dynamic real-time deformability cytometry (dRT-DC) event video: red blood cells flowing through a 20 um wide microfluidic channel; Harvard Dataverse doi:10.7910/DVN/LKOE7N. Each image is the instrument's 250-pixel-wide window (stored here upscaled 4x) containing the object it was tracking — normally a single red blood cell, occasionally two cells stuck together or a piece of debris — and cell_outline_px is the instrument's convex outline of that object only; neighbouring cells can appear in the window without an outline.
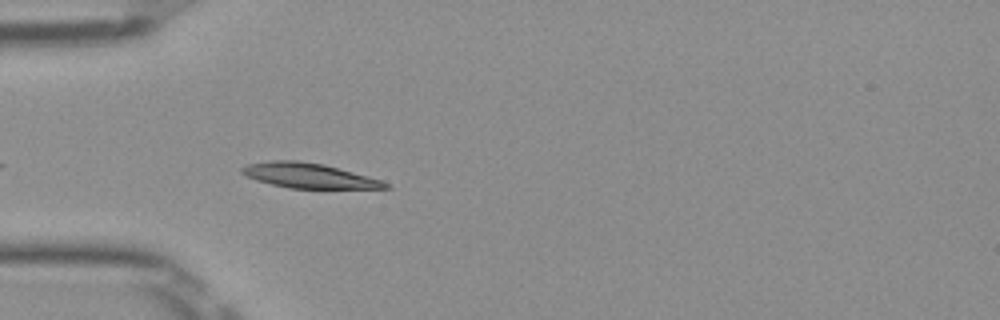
{"species": "Egyptian fruit bat (a non-hibernating species)", "species_latin": "Rousettus aegyptiacus", "temperature_condition": "room temperature", "stored_images_in_passage": 40, "camera_frame_rate_fps": 3000, "um_per_image_px": 0.085, "frame": {"image": 1, "passage_image": 4, "time_ms": 1.0, "image_size_px": [1000, 320], "cell_outline_px": [[392, 188], [288, 188], [256, 180], [240, 172], [240, 168], [248, 164], [272, 160], [296, 160], [324, 164], [368, 176], [380, 180], [388, 184]], "centroid_in_image_um": [26.22, 14.92], "position_along_channel_um": 58.8, "area_um2": 20.58}}
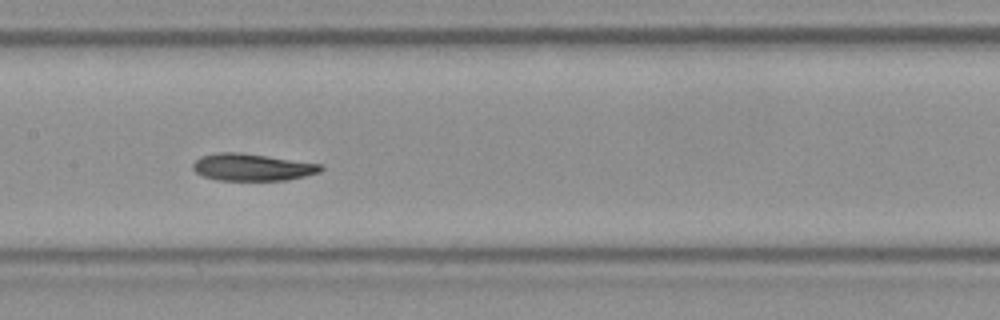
{"frame": {"image": 2, "passage_image": 14, "time_ms": 4.333, "image_size_px": [1000, 320], "cell_outline_px": [[324, 168], [320, 172], [304, 176], [284, 180], [216, 180], [204, 176], [196, 172], [192, 168], [192, 164], [200, 156], [216, 152], [240, 152], [324, 164]], "centroid_in_image_um": [21.44, 14.2], "position_along_channel_um": 186.0, "area_um2": 20.29}}
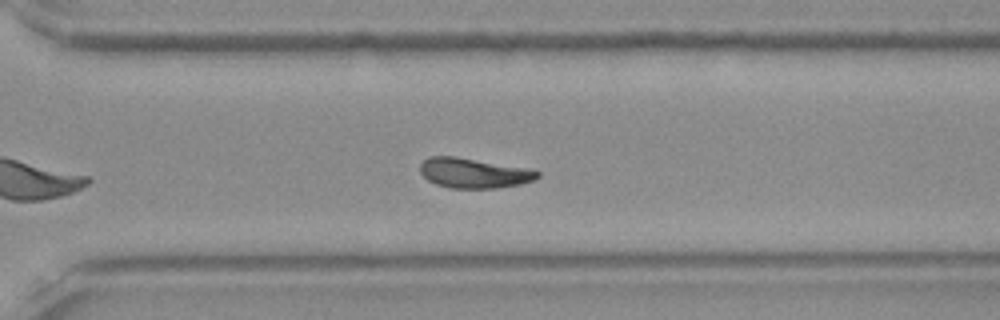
{"frame": {"image": 3, "passage_image": 25, "time_ms": 8.0, "image_size_px": [1000, 320], "cell_outline_px": [[540, 176], [532, 180], [520, 184], [496, 188], [448, 188], [436, 184], [428, 180], [420, 172], [420, 164], [428, 156], [456, 156], [528, 168], [540, 172]], "centroid_in_image_um": [40.25, 14.7], "position_along_channel_um": 330.3, "area_um2": 20.52}, "authors_computed_cell_mechanics": {"area_um2": 20.3167, "velocity_mm_per_s": 3.9576, "shape_relaxation_time_tau1_ms": 4.1692, "shape_relaxation_time_tau2_ms": null, "deformation_change_tau1": 0.1289, "deformation_change_tau2": null}}